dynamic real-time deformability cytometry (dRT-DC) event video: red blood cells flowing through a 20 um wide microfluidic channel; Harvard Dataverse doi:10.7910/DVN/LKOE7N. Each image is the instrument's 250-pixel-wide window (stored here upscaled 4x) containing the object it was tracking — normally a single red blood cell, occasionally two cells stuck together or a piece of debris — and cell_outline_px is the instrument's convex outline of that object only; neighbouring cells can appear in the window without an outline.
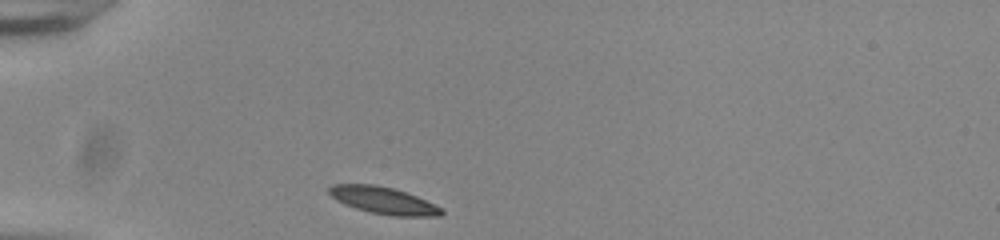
{"species": "common noctule bat (a hibernating species)", "species_latin": "Nyctalus noctula", "temperature_condition": "room temperature", "stored_images_in_passage": 31, "camera_frame_rate_fps": 3000, "um_per_image_px": 0.085, "animal": {"sex": "male", "body_mass_g": 20.0, "forearm_length_mm": 53.3}, "frame": {"image": 1, "passage_image": 1, "time_ms": 0.0, "image_size_px": [1000, 240], "cell_outline_px": [[444, 212], [440, 216], [392, 216], [372, 212], [356, 208], [344, 204], [336, 200], [328, 192], [328, 188], [332, 184], [376, 184], [392, 188], [416, 196], [444, 208]], "centroid_in_image_um": [32.6, 17.03], "position_along_channel_um": 52.4, "area_um2": 17.63}}
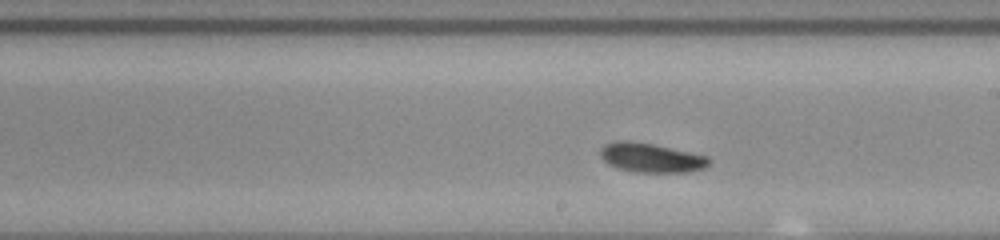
{"frame": {"image": 2, "passage_image": 17, "time_ms": 5.333, "image_size_px": [1000, 240], "cell_outline_px": [[712, 160], [704, 168], [688, 172], [636, 172], [616, 168], [608, 164], [600, 156], [600, 148], [604, 144], [616, 140], [628, 140], [652, 144], [708, 156]], "centroid_in_image_um": [55.31, 13.4], "position_along_channel_um": 233.7, "area_um2": 18.61}}
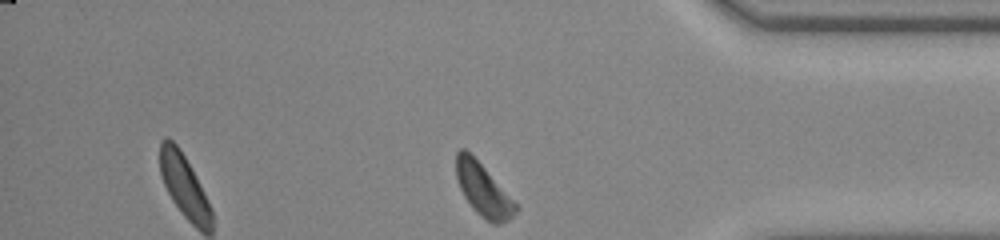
{"frame": {"image": 3, "passage_image": 31, "time_ms": 10.0, "image_size_px": [1000, 240], "cell_outline_px": [[516, 212], [508, 220], [500, 224], [492, 224], [480, 216], [476, 212], [464, 196], [460, 188], [456, 176], [456, 152], [460, 148], [464, 148], [484, 168], [516, 204]], "centroid_in_image_um": [41.03, 16.16], "position_along_channel_um": 394.2, "area_um2": 17.57}, "authors_computed_cell_mechanics": {"area_um2": 18.0914, "velocity_mm_per_s": 3.792, "shape_relaxation_time_tau1_ms": 3.2362, "shape_relaxation_time_tau2_ms": 4.1258, "deformation_change_tau1": 0.1105, "deformation_change_tau2": 0.085}}